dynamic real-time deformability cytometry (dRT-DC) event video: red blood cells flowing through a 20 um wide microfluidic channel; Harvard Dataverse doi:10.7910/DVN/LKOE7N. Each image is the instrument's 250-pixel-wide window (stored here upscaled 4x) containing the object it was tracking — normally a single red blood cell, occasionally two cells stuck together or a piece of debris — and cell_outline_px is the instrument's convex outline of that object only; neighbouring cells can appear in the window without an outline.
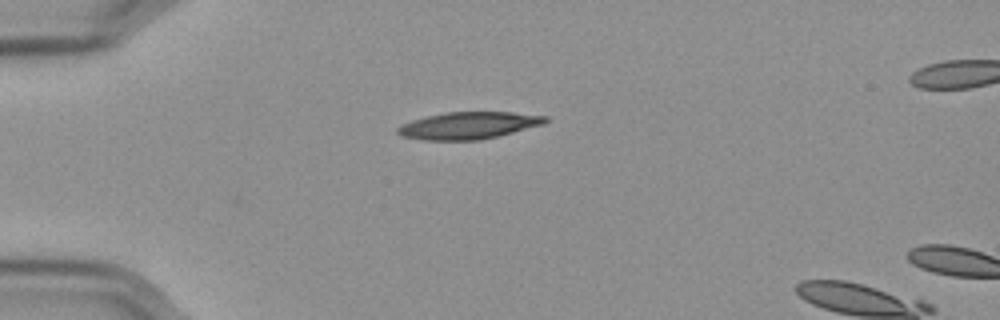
{"species": "Egyptian fruit bat (a non-hibernating species)", "species_latin": "Rousettus aegyptiacus", "temperature_condition": "cold", "stored_images_in_passage": 4, "camera_frame_rate_fps": 3000, "um_per_image_px": 0.085, "frame": {"image": 1, "passage_image": 1, "time_ms": 0.0, "image_size_px": [1000, 320], "cell_outline_px": [[548, 120], [544, 124], [480, 140], [424, 140], [400, 136], [396, 132], [396, 128], [412, 120], [428, 116], [448, 112], [512, 112], [548, 116]], "centroid_in_image_um": [39.82, 10.66], "position_along_channel_um": 45.2, "area_um2": 23.12}}